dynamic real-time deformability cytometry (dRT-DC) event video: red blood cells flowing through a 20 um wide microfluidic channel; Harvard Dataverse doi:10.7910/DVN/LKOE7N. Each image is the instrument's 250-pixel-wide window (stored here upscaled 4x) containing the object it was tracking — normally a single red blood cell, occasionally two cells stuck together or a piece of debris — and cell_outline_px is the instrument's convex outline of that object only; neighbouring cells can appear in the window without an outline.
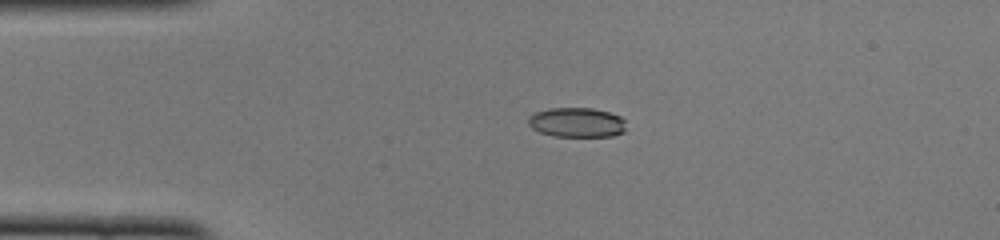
{"species": "common noctule bat (a hibernating species)", "species_latin": "Nyctalus noctula", "temperature_condition": "cold", "stored_images_in_passage": 40, "camera_frame_rate_fps": 3000, "um_per_image_px": 0.085, "animal": {"sex": "female", "body_mass_g": 22.0, "forearm_length_mm": 56.7}, "frame": {"image": 1, "passage_image": 1, "time_ms": 0.0, "image_size_px": [1000, 240], "cell_outline_px": [[624, 132], [612, 136], [552, 136], [540, 132], [532, 128], [528, 124], [528, 116], [536, 112], [552, 108], [592, 108], [608, 112], [620, 116], [624, 120]], "centroid_in_image_um": [49.01, 10.41], "position_along_channel_um": 36.0, "area_um2": 16.82}}
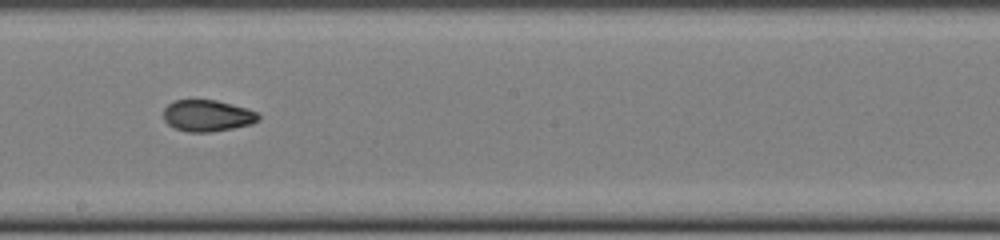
{"frame": {"image": 2, "passage_image": 18, "time_ms": 5.667, "image_size_px": [1000, 240], "cell_outline_px": [[260, 120], [252, 124], [212, 132], [188, 132], [172, 128], [164, 120], [164, 108], [168, 104], [176, 100], [216, 100], [232, 104], [256, 112], [260, 116]], "centroid_in_image_um": [17.61, 9.84], "position_along_channel_um": 230.6, "area_um2": 17.46}}
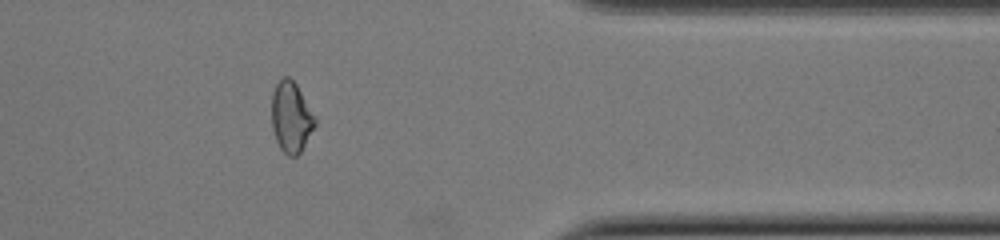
{"frame": {"image": 3, "passage_image": 31, "time_ms": 10.0, "image_size_px": [1000, 240], "cell_outline_px": [[316, 124], [300, 152], [296, 156], [288, 156], [280, 148], [276, 140], [272, 128], [272, 92], [276, 84], [284, 76], [288, 76], [296, 84], [316, 116]], "centroid_in_image_um": [24.75, 9.95], "position_along_channel_um": 386.7, "area_um2": 17.8}, "authors_computed_cell_mechanics": {"area_um2": 17.918, "velocity_mm_per_s": 4.0071, "shape_relaxation_time_tau1_ms": null, "shape_relaxation_time_tau2_ms": 2.1902, "deformation_change_tau1": null, "deformation_change_tau2": 0.0613}}